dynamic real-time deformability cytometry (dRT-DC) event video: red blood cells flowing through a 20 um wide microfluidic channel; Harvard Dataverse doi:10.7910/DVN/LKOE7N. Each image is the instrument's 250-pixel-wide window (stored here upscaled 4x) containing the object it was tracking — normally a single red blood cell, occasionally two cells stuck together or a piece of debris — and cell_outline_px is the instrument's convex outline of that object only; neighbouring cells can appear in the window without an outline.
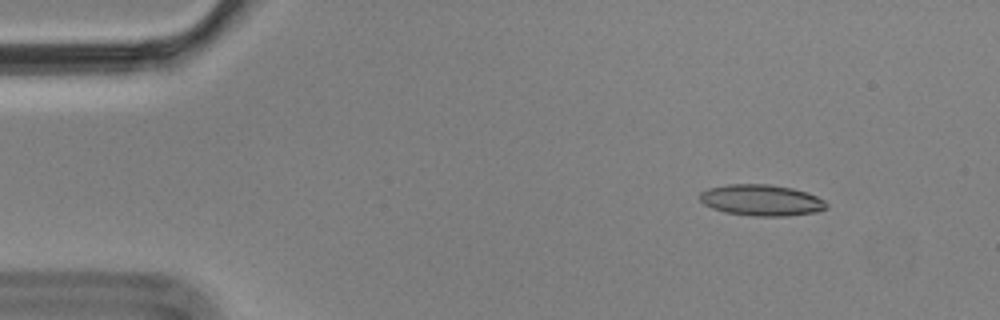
{"species": "Egyptian fruit bat (a non-hibernating species)", "species_latin": "Rousettus aegyptiacus", "temperature_condition": "cold", "stored_images_in_passage": 5, "camera_frame_rate_fps": 3000, "um_per_image_px": 0.085, "animal": {"sex": "male"}, "frame": {"image": 1, "passage_image": 2, "time_ms": 0.333, "image_size_px": [1000, 320], "cell_outline_px": [[828, 208], [816, 212], [788, 216], [752, 216], [724, 212], [712, 208], [704, 204], [700, 200], [700, 192], [708, 188], [728, 184], [768, 184], [792, 188], [808, 192], [824, 200], [828, 204]], "centroid_in_image_um": [64.73, 17.02], "position_along_channel_um": 20.3, "area_um2": 23.18}}
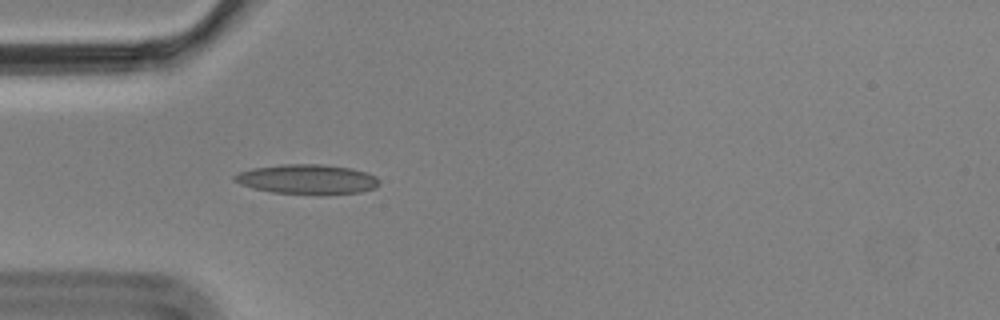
{"frame": {"image": 2, "passage_image": 5, "time_ms": 1.333, "image_size_px": [1000, 320], "cell_outline_px": [[380, 184], [376, 188], [360, 192], [320, 196], [272, 192], [252, 188], [240, 184], [232, 180], [232, 176], [240, 172], [252, 168], [280, 164], [324, 164], [352, 168], [368, 172], [376, 176], [380, 180]], "centroid_in_image_um": [26.15, 15.25], "position_along_channel_um": 58.8, "area_um2": 25.84}}